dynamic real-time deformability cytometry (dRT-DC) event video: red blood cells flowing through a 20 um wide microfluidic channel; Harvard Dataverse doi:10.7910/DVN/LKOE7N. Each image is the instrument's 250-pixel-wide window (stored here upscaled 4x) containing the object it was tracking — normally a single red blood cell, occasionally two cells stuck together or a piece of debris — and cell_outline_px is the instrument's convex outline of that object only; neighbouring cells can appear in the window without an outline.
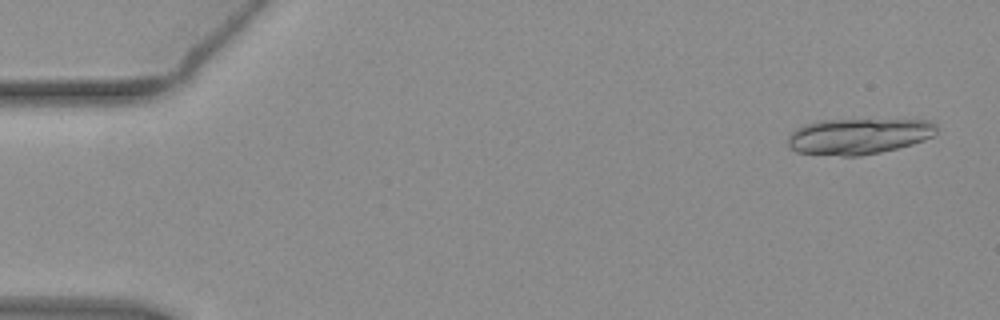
{"species": "common noctule bat (a hibernating species)", "species_latin": "Nyctalus noctula", "temperature_condition": "warm", "stored_images_in_passage": 18, "camera_frame_rate_fps": 3000, "um_per_image_px": 0.085, "animal": {"sex": "female", "body_mass_g": 19.3, "forearm_length_mm": 54.1}, "frame": {"image": 1, "passage_image": 3, "time_ms": 0.667, "image_size_px": [1000, 320], "cell_outline_px": [[936, 132], [932, 136], [924, 140], [912, 144], [880, 152], [860, 156], [840, 156], [796, 152], [784, 140], [796, 128], [804, 124], [820, 120], [932, 120], [936, 124]], "centroid_in_image_um": [72.95, 11.58], "position_along_channel_um": 12.1, "area_um2": 31.15}}